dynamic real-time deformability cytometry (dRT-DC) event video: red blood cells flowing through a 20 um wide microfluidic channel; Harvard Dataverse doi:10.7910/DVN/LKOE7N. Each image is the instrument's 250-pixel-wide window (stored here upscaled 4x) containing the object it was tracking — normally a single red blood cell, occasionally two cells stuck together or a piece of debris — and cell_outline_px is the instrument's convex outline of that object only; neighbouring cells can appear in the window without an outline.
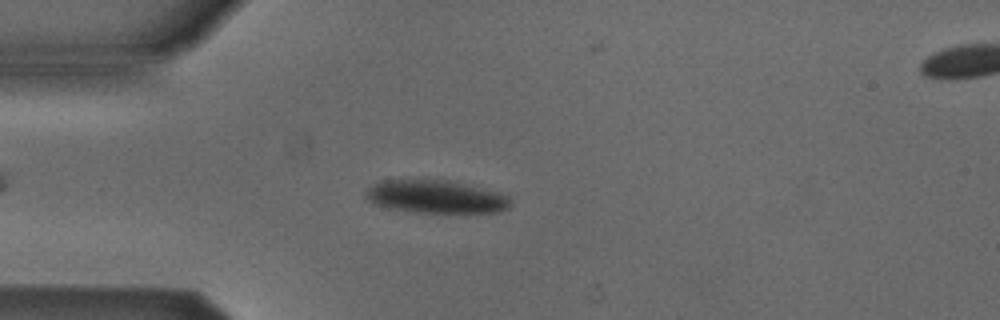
{"species": "Egyptian fruit bat (a non-hibernating species)", "species_latin": "Rousettus aegyptiacus", "temperature_condition": "cold", "stored_images_in_passage": 45, "camera_frame_rate_fps": 3000, "um_per_image_px": 0.085, "animal": {"sex": "male"}, "frame": {"image": 1, "passage_image": 6, "time_ms": 1.667, "image_size_px": [1000, 320], "cell_outline_px": [[512, 204], [508, 208], [496, 212], [416, 212], [392, 208], [376, 204], [368, 200], [364, 196], [368, 188], [380, 180], [428, 176], [448, 180], [496, 192], [508, 196]], "centroid_in_image_um": [36.98, 16.66], "position_along_channel_um": 48.0, "area_um2": 28.26}}
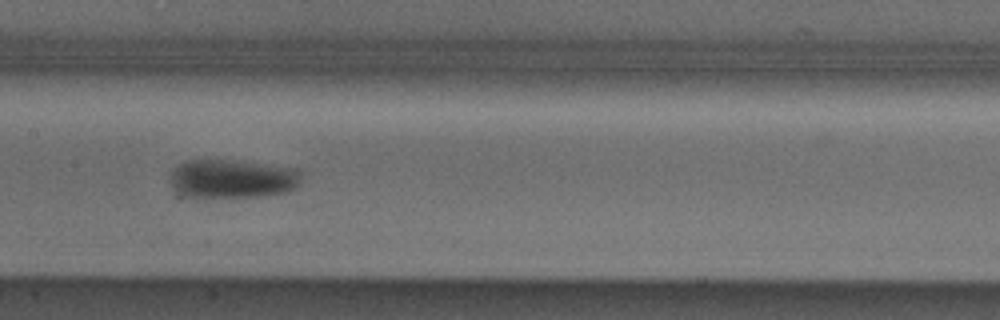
{"frame": {"image": 2, "passage_image": 18, "time_ms": 5.667, "image_size_px": [1000, 320], "cell_outline_px": [[300, 172], [296, 184], [292, 188], [280, 192], [264, 196], [188, 196], [172, 188], [172, 172], [180, 164], [188, 160], [224, 160], [300, 168]], "centroid_in_image_um": [19.74, 15.17], "position_along_channel_um": 187.7, "area_um2": 28.5}}
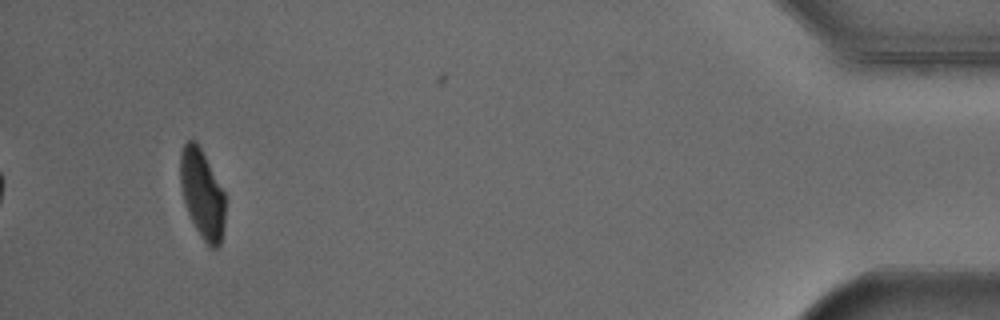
{"frame": {"image": 3, "passage_image": 42, "time_ms": 13.667, "image_size_px": [1000, 320], "cell_outline_px": [[224, 224], [220, 244], [216, 248], [208, 248], [196, 228], [188, 212], [184, 200], [180, 184], [180, 152], [184, 144], [188, 140], [196, 140], [224, 192]], "centroid_in_image_um": [17.17, 16.49], "position_along_channel_um": 418.0, "area_um2": 23.0}, "authors_computed_cell_mechanics": {"area_um2": 28.0908, "velocity_mm_per_s": 3.8357, "shape_relaxation_time_tau1_ms": 4.3389, "shape_relaxation_time_tau2_ms": null, "deformation_change_tau1": 0.1224, "deformation_change_tau2": null}}